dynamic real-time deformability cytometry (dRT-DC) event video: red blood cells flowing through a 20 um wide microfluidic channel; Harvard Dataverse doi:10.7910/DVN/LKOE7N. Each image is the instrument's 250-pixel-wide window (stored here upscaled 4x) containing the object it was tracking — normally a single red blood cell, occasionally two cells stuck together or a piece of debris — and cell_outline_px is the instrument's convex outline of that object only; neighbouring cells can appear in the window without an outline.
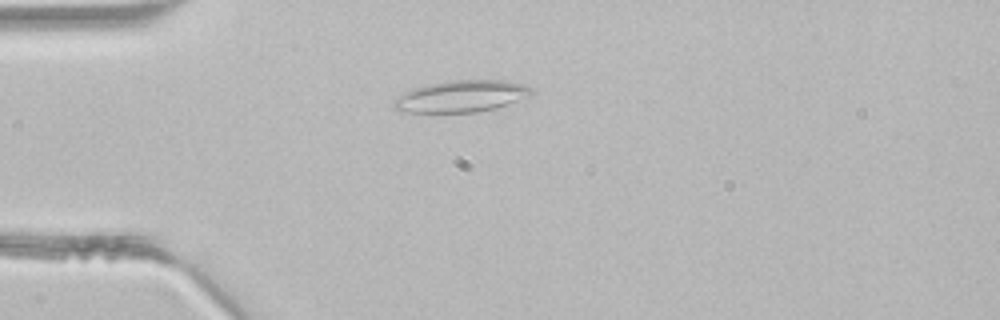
{"species": "common noctule bat (a hibernating species)", "species_latin": "Nyctalus noctula", "temperature_condition": "room temperature", "stored_images_in_passage": 9, "camera_frame_rate_fps": 3000, "um_per_image_px": 0.085, "animal": {"sex": "male", "body_mass_g": 21.5, "forearm_length_mm": 52.0}, "frame": {"image": 1, "passage_image": 1, "time_ms": 0.0, "image_size_px": [1000, 320], "cell_outline_px": [[532, 92], [528, 96], [496, 108], [476, 112], [396, 112], [392, 108], [392, 104], [404, 92], [412, 88], [428, 84], [448, 80], [504, 80], [524, 84], [532, 88]], "centroid_in_image_um": [39.16, 8.18], "position_along_channel_um": 45.8, "area_um2": 25.43}}
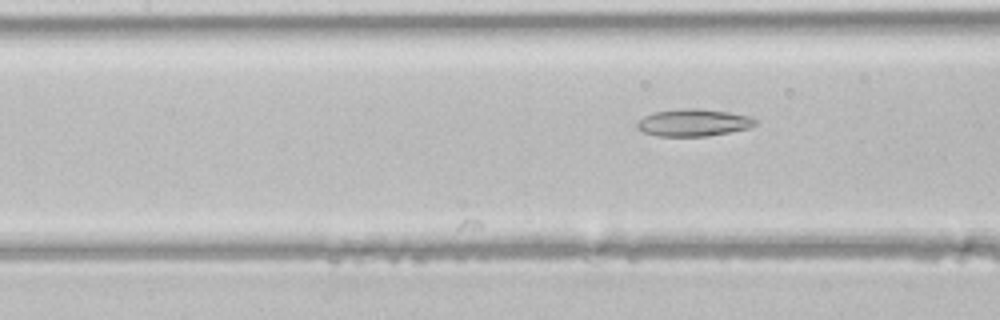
{"frame": {"image": 2, "passage_image": 9, "time_ms": 2.667, "image_size_px": [1000, 320], "cell_outline_px": [[756, 124], [748, 128], [708, 136], [656, 136], [644, 132], [636, 124], [644, 116], [652, 112], [684, 108], [700, 108], [728, 112], [748, 116], [756, 120]], "centroid_in_image_um": [58.93, 10.42], "position_along_channel_um": 148.5, "area_um2": 18.55}}